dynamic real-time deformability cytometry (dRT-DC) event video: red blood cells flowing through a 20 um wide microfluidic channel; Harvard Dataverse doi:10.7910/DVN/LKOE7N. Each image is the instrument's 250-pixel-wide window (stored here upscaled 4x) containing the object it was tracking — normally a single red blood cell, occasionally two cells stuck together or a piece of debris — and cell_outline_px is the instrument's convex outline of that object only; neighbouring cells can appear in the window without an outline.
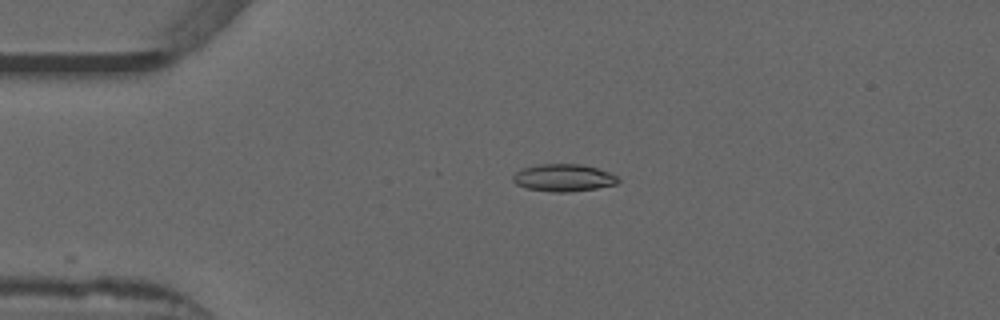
{"species": "common noctule bat (a hibernating species)", "species_latin": "Nyctalus noctula", "temperature_condition": "warm", "stored_images_in_passage": 42, "camera_frame_rate_fps": 3000, "um_per_image_px": 0.085, "animal": {"sex": "male", "forearm_length_mm": 52.5}, "frame": {"image": 1, "passage_image": 1, "time_ms": 0.0, "image_size_px": [1000, 320], "cell_outline_px": [[620, 180], [616, 184], [596, 188], [568, 192], [552, 192], [528, 188], [516, 184], [512, 180], [512, 176], [516, 172], [524, 168], [540, 164], [580, 164], [596, 168], [608, 172], [616, 176]], "centroid_in_image_um": [47.89, 15.11], "position_along_channel_um": 37.1, "area_um2": 16.53}}
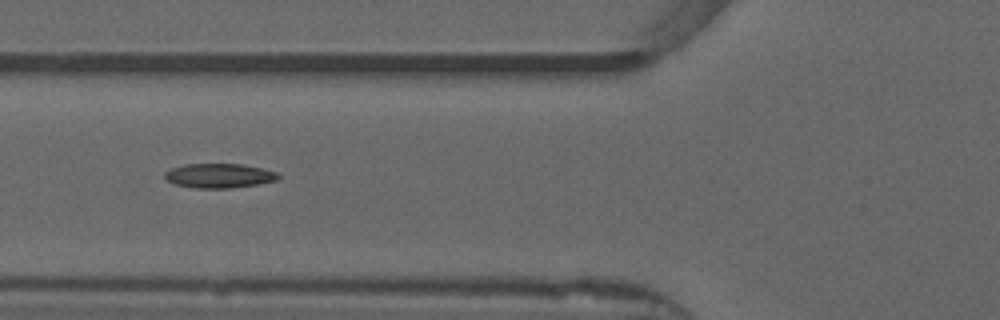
{"frame": {"image": 2, "passage_image": 9, "time_ms": 2.667, "image_size_px": [1000, 320], "cell_outline_px": [[280, 176], [276, 180], [260, 184], [228, 188], [196, 188], [172, 184], [164, 176], [164, 172], [172, 168], [184, 164], [244, 164], [276, 172]], "centroid_in_image_um": [18.6, 14.93], "position_along_channel_um": 107.2, "area_um2": 16.13}}
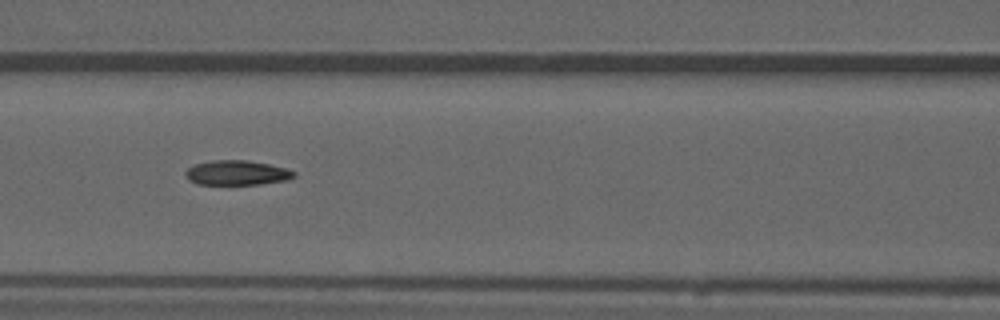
{"frame": {"image": 3, "passage_image": 12, "time_ms": 3.667, "image_size_px": [1000, 320], "cell_outline_px": [[296, 176], [288, 180], [260, 184], [196, 184], [188, 180], [184, 172], [188, 168], [196, 164], [212, 160], [248, 160], [268, 164], [284, 168], [296, 172]], "centroid_in_image_um": [20.13, 14.69], "position_along_channel_um": 146.5, "area_um2": 15.61}, "authors_computed_cell_mechanics": {"area_um2": 15.8372, "velocity_mm_per_s": 3.8933, "shape_relaxation_time_tau1_ms": null, "shape_relaxation_time_tau2_ms": 2.6803, "deformation_change_tau1": null, "deformation_change_tau2": 0.1004}}